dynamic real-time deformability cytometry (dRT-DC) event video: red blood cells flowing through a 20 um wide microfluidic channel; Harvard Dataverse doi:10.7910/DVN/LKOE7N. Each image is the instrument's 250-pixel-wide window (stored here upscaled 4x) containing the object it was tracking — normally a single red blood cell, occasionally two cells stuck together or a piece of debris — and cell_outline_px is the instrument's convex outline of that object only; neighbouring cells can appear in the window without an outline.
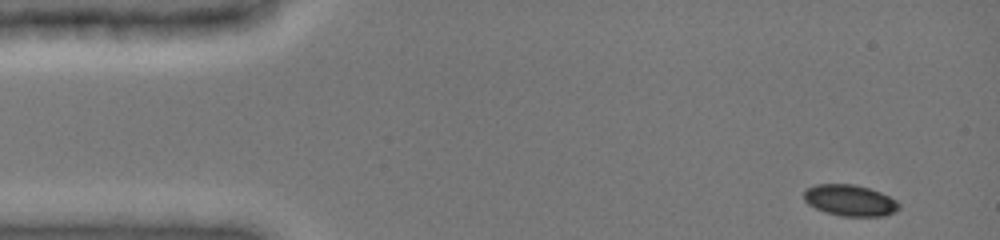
{"species": "common noctule bat (a hibernating species)", "species_latin": "Nyctalus noctula", "temperature_condition": "cold", "stored_images_in_passage": 14, "camera_frame_rate_fps": 3000, "um_per_image_px": 0.085, "animal": {"sex": "female", "body_mass_g": 19.0, "forearm_length_mm": 51.5}, "frame": {"image": 1, "passage_image": 1, "time_ms": 0.0, "image_size_px": [1000, 240], "cell_outline_px": [[900, 208], [896, 212], [884, 216], [840, 216], [824, 212], [808, 204], [804, 200], [804, 192], [808, 188], [816, 184], [852, 184], [868, 188], [880, 192], [896, 200], [900, 204]], "centroid_in_image_um": [72.26, 17.04], "position_along_channel_um": 12.7, "area_um2": 17.34}}
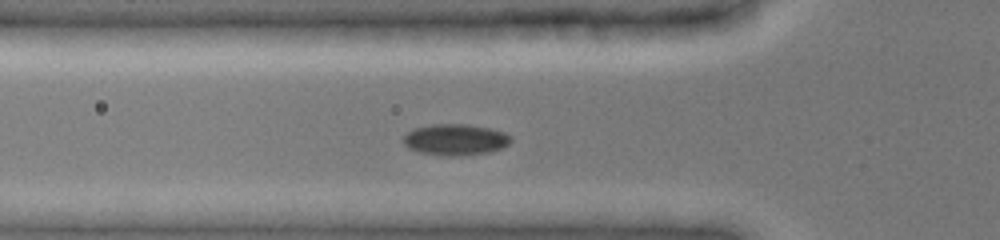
{"frame": {"image": 2, "passage_image": 8, "time_ms": 4.333, "image_size_px": [1000, 240], "cell_outline_px": [[512, 140], [508, 144], [500, 148], [488, 152], [460, 156], [448, 156], [420, 152], [408, 148], [404, 144], [404, 136], [408, 132], [416, 128], [432, 124], [468, 124], [488, 128], [504, 132], [512, 136]], "centroid_in_image_um": [38.72, 11.87], "position_along_channel_um": 87.1, "area_um2": 19.42}}
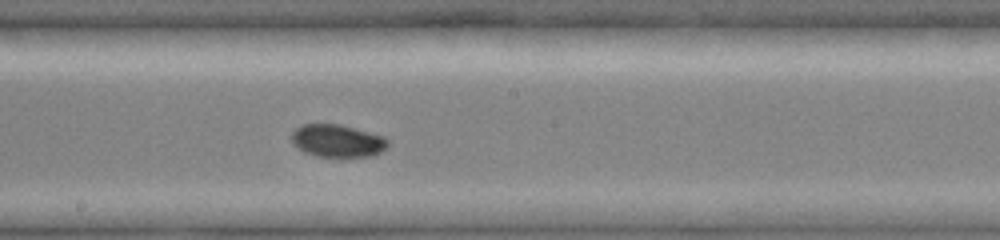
{"frame": {"image": 3, "passage_image": 14, "time_ms": 7.667, "image_size_px": [1000, 240], "cell_outline_px": [[388, 144], [380, 152], [372, 156], [320, 156], [304, 152], [292, 144], [292, 132], [300, 124], [340, 124], [384, 136], [388, 140]], "centroid_in_image_um": [28.66, 11.95], "position_along_channel_um": 219.5, "area_um2": 18.15}}